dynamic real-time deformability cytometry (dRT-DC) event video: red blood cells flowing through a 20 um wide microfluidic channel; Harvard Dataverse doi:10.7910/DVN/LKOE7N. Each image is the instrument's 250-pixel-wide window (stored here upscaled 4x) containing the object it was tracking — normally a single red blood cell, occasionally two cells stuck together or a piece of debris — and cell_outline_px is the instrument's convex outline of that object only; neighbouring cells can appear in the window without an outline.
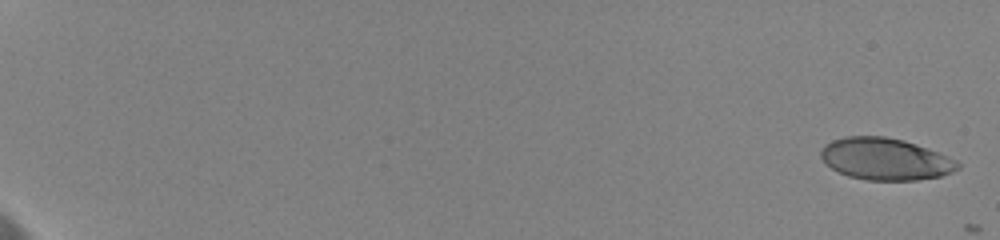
{"species": "human", "species_latin": "Homo sapiens", "temperature_condition": "cold", "stored_images_in_passage": 32, "camera_frame_rate_fps": 3000, "um_per_image_px": 0.085, "donor": {"sex": "female"}, "frame": {"image": 1, "passage_image": 1, "time_ms": 0.0, "image_size_px": [1000, 240], "cell_outline_px": [[960, 168], [952, 172], [940, 176], [916, 180], [868, 180], [848, 176], [832, 168], [820, 156], [820, 152], [824, 144], [832, 140], [844, 136], [884, 136], [904, 140], [928, 148], [948, 156], [956, 160], [960, 164]], "centroid_in_image_um": [75.26, 13.51], "position_along_channel_um": 9.7, "area_um2": 33.41}}
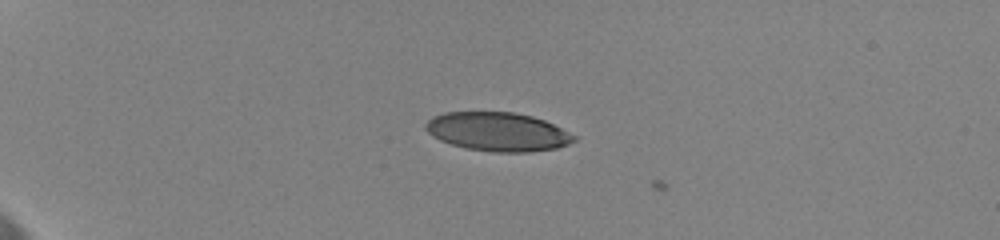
{"frame": {"image": 2, "passage_image": 21, "time_ms": 5.333, "image_size_px": [1000, 240], "cell_outline_px": [[576, 140], [568, 144], [556, 148], [528, 152], [492, 152], [464, 148], [440, 140], [432, 136], [424, 128], [424, 124], [432, 116], [444, 112], [512, 112], [532, 116], [544, 120], [576, 136]], "centroid_in_image_um": [42.27, 11.2], "position_along_channel_um": 42.7, "area_um2": 33.52}}
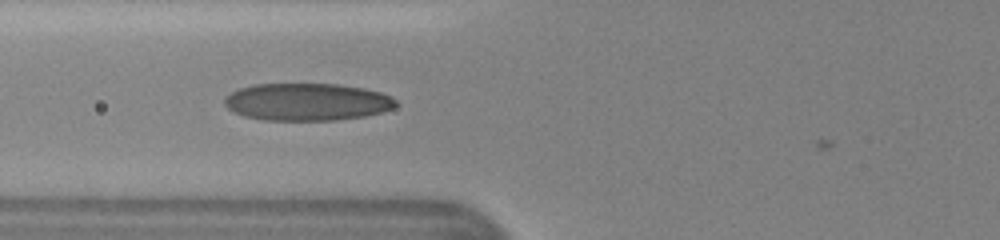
{"frame": {"image": 3, "passage_image": 30, "time_ms": 8.667, "image_size_px": [1000, 240], "cell_outline_px": [[396, 104], [392, 108], [380, 112], [364, 116], [336, 120], [264, 120], [244, 116], [228, 108], [224, 104], [224, 100], [232, 92], [240, 88], [252, 84], [336, 84], [364, 88], [380, 92], [392, 96], [396, 100]], "centroid_in_image_um": [26.1, 8.66], "position_along_channel_um": 99.7, "area_um2": 37.17}}